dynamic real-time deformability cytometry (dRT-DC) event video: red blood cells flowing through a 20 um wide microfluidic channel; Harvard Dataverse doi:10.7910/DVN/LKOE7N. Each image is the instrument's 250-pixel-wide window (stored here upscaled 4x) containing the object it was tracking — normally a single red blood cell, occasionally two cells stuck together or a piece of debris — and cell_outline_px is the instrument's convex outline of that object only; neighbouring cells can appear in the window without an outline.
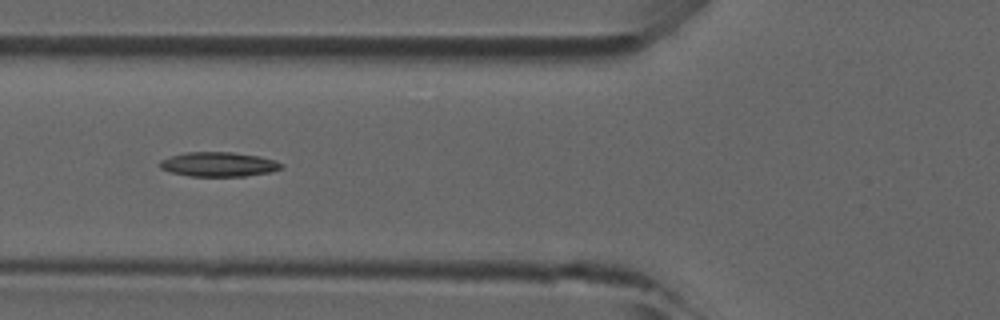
{"species": "common noctule bat (a hibernating species)", "species_latin": "Nyctalus noctula", "temperature_condition": "room temperature", "stored_images_in_passage": 36, "camera_frame_rate_fps": 3000, "um_per_image_px": 0.085, "animal": {"sex": "male", "forearm_length_mm": 52.5}, "frame": {"image": 1, "passage_image": 6, "time_ms": 1.667, "image_size_px": [1000, 320], "cell_outline_px": [[284, 164], [280, 168], [272, 172], [244, 176], [188, 176], [172, 172], [160, 168], [160, 160], [184, 152], [232, 152], [260, 156], [276, 160]], "centroid_in_image_um": [18.61, 13.96], "position_along_channel_um": 107.2, "area_um2": 17.34}}